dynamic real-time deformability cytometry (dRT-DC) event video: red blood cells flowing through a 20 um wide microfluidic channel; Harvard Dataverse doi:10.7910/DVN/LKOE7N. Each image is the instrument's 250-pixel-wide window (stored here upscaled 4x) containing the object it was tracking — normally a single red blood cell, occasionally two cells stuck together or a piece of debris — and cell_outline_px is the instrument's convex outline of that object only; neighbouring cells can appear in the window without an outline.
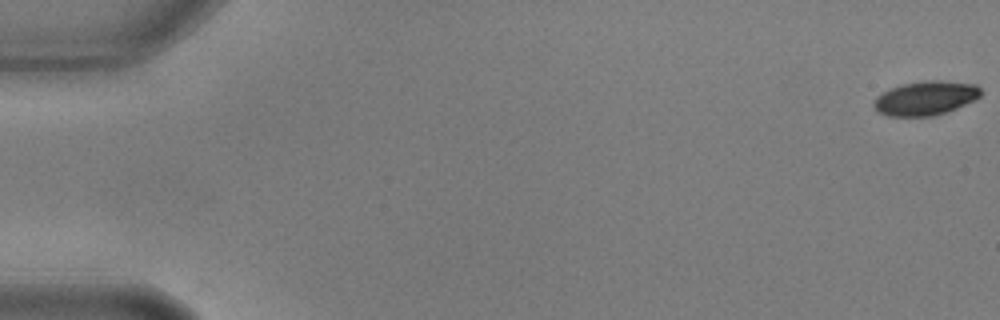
{"species": "common noctule bat (a hibernating species)", "species_latin": "Nyctalus noctula", "temperature_condition": "warm", "stored_images_in_passage": 18, "camera_frame_rate_fps": 3000, "um_per_image_px": 0.085, "animal": {"sex": "male", "body_mass_g": 17.9, "forearm_length_mm": 54.2}, "frame": {"image": 1, "passage_image": 1, "time_ms": 0.0, "image_size_px": [1000, 320], "cell_outline_px": [[980, 96], [976, 100], [948, 112], [936, 116], [888, 116], [876, 112], [872, 104], [876, 96], [892, 88], [904, 84], [928, 80], [940, 80], [976, 84], [980, 88]], "centroid_in_image_um": [78.68, 8.36], "position_along_channel_um": 6.3, "area_um2": 21.44}}
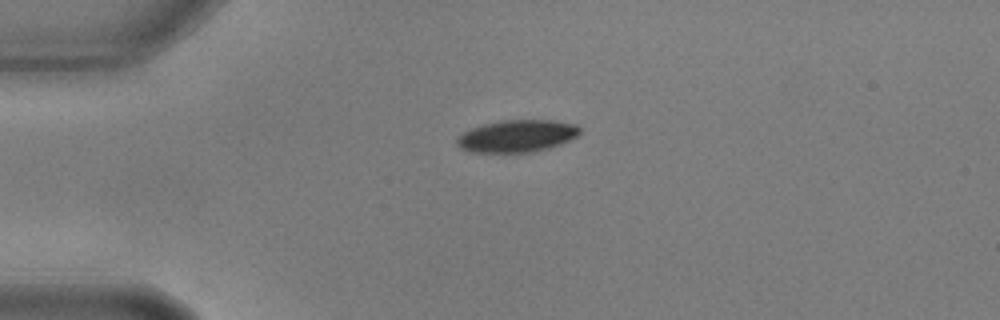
{"frame": {"image": 2, "passage_image": 15, "time_ms": 4.667, "image_size_px": [1000, 320], "cell_outline_px": [[580, 132], [576, 136], [560, 144], [548, 148], [528, 152], [468, 152], [460, 148], [456, 144], [456, 140], [464, 132], [472, 128], [484, 124], [500, 120], [552, 120], [576, 124], [580, 128]], "centroid_in_image_um": [43.93, 11.56], "position_along_channel_um": 41.1, "area_um2": 22.89}}